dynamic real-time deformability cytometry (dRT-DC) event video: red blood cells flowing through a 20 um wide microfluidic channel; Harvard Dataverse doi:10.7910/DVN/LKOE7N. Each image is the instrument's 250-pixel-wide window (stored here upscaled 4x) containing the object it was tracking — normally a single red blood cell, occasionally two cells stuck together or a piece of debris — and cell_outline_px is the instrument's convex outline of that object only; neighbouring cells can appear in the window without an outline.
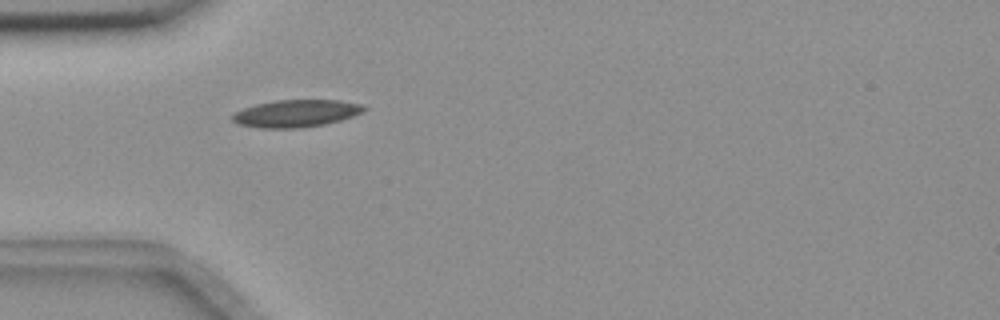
{"species": "common noctule bat (a hibernating species)", "species_latin": "Nyctalus noctula", "temperature_condition": "room temperature", "stored_images_in_passage": 30, "camera_frame_rate_fps": 3000, "um_per_image_px": 0.085, "animal": {"sex": "female", "body_mass_g": 18.4}, "frame": {"image": 1, "passage_image": 1, "time_ms": 0.0, "image_size_px": [1000, 320], "cell_outline_px": [[368, 108], [364, 112], [340, 120], [324, 124], [300, 128], [260, 128], [240, 124], [232, 120], [232, 116], [236, 112], [244, 108], [256, 104], [272, 100], [340, 100], [364, 104]], "centroid_in_image_um": [25.22, 9.63], "position_along_channel_um": 59.8, "area_um2": 20.98}}
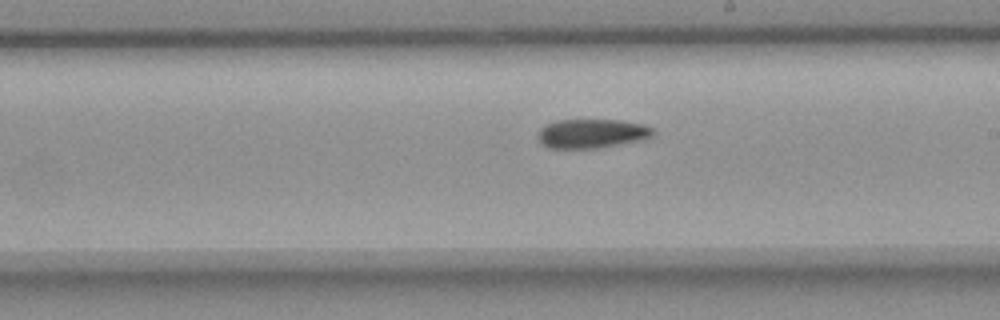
{"frame": {"image": 2, "passage_image": 16, "time_ms": 5.0, "image_size_px": [1000, 320], "cell_outline_px": [[656, 132], [652, 136], [644, 140], [600, 148], [548, 148], [536, 136], [540, 128], [544, 124], [556, 120], [620, 120], [644, 124], [652, 128]], "centroid_in_image_um": [50.33, 11.35], "position_along_channel_um": 238.7, "area_um2": 19.83}}
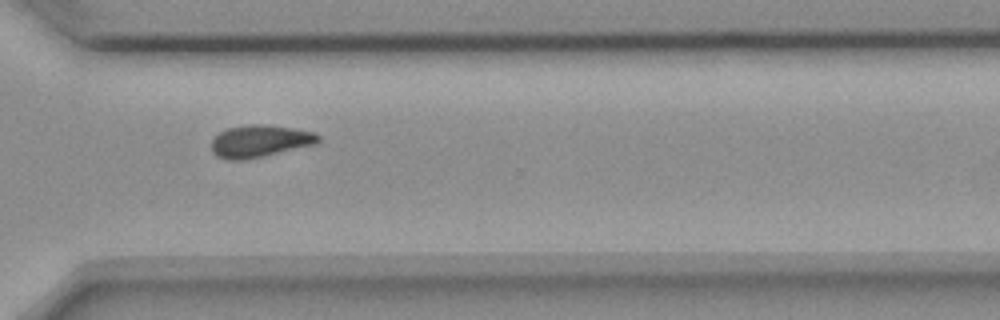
{"frame": {"image": 3, "passage_image": 25, "time_ms": 8.0, "image_size_px": [1000, 320], "cell_outline_px": [[320, 140], [316, 144], [264, 156], [244, 160], [228, 160], [216, 156], [212, 152], [212, 136], [228, 128], [248, 124], [264, 124], [292, 128], [312, 132], [320, 136]], "centroid_in_image_um": [22.05, 12.0], "position_along_channel_um": 348.5, "area_um2": 20.11}, "authors_computed_cell_mechanics": {"area_um2": 19.9988, "velocity_mm_per_s": 3.645, "shape_relaxation_time_tau1_ms": 9.2357, "shape_relaxation_time_tau2_ms": null, "deformation_change_tau1": 0.1896, "deformation_change_tau2": null}}